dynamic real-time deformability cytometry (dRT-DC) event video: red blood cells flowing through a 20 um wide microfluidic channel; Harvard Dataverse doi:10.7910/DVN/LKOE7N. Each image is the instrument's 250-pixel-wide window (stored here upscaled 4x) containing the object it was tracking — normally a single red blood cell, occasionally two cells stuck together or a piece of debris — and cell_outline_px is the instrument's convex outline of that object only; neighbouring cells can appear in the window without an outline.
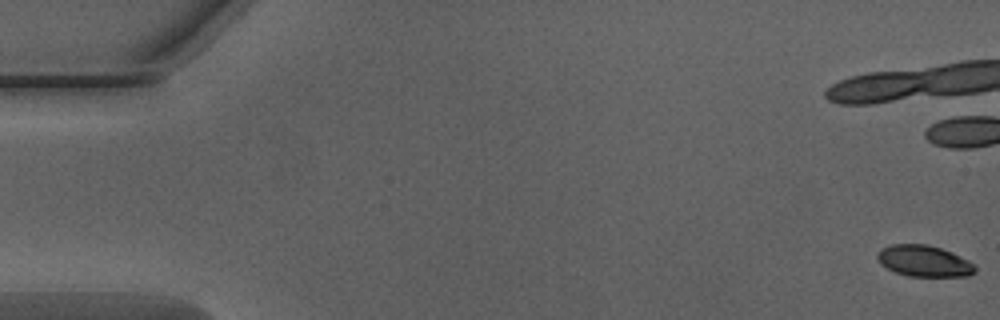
{"species": "Egyptian fruit bat (a non-hibernating species)", "species_latin": "Rousettus aegyptiacus", "temperature_condition": "warm", "stored_images_in_passage": 48, "camera_frame_rate_fps": 3000, "um_per_image_px": 0.085, "animal": {"sex": "male"}, "frame": {"image": 1, "passage_image": 1, "time_ms": 0.0, "image_size_px": [1000, 320], "cell_outline_px": [[976, 272], [968, 276], [908, 276], [896, 272], [880, 264], [876, 256], [876, 252], [880, 248], [888, 244], [928, 244], [952, 252], [968, 260], [976, 268]], "centroid_in_image_um": [78.5, 22.17], "position_along_channel_um": 6.5, "area_um2": 17.92}}